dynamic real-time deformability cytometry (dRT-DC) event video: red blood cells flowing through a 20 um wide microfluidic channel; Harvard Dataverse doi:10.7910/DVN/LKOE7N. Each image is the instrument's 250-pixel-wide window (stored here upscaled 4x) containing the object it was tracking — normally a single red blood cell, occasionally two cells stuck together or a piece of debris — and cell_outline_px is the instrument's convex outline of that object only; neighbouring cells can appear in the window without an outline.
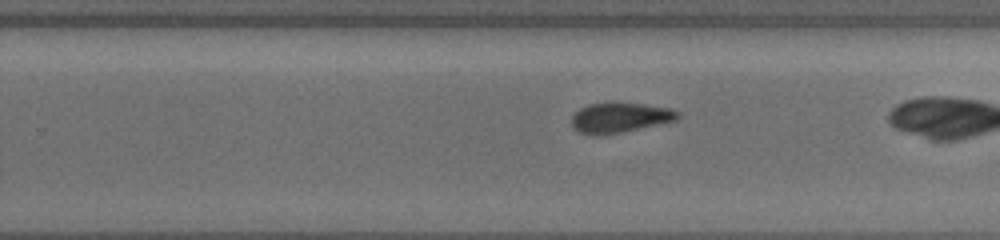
{"species": "common noctule bat (a hibernating species)", "species_latin": "Nyctalus noctula", "temperature_condition": "cold", "stored_images_in_passage": 26, "camera_frame_rate_fps": 3000, "um_per_image_px": 0.085, "animal": {"sex": "female", "body_mass_g": 19.5, "forearm_length_mm": 54.1}, "frame": {"image": 1, "passage_image": 22, "time_ms": 10.0, "image_size_px": [1000, 240], "cell_outline_px": [[680, 116], [676, 120], [620, 132], [580, 132], [572, 128], [572, 116], [580, 108], [588, 104], [612, 100], [644, 104], [672, 108], [680, 112]], "centroid_in_image_um": [52.73, 9.91], "position_along_channel_um": 277.1, "area_um2": 18.38}}